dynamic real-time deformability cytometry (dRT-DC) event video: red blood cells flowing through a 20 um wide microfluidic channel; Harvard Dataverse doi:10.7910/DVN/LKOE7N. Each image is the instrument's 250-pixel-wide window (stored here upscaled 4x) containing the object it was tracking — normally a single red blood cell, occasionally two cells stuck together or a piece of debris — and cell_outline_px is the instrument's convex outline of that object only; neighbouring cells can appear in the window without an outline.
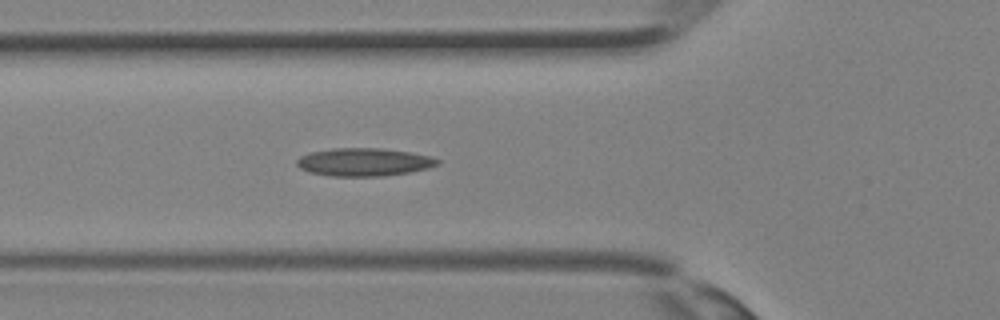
{"species": "Egyptian fruit bat (a non-hibernating species)", "species_latin": "Rousettus aegyptiacus", "temperature_condition": "room temperature", "stored_images_in_passage": 35, "camera_frame_rate_fps": 3000, "um_per_image_px": 0.085, "animal": {"sex": "female"}, "frame": {"image": 1, "passage_image": 12, "time_ms": 3.667, "image_size_px": [1000, 320], "cell_outline_px": [[440, 164], [428, 168], [408, 172], [384, 176], [332, 176], [308, 172], [300, 168], [296, 164], [296, 160], [300, 156], [308, 152], [332, 148], [384, 148], [432, 156], [440, 160]], "centroid_in_image_um": [30.92, 13.77], "position_along_channel_um": 94.9, "area_um2": 23.12}}
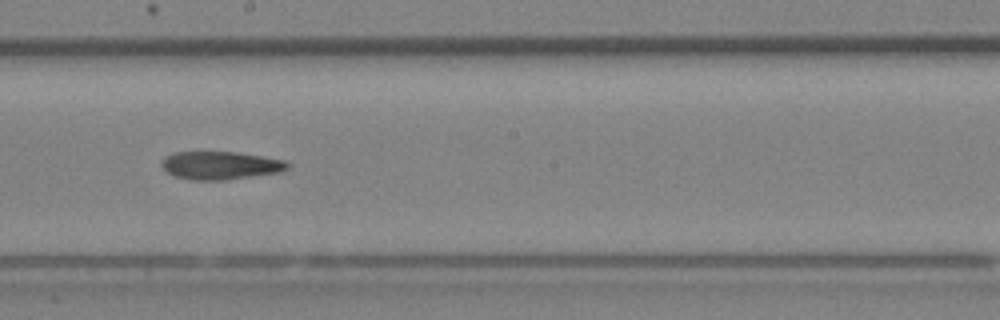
{"frame": {"image": 2, "passage_image": 19, "time_ms": 6.0, "image_size_px": [1000, 320], "cell_outline_px": [[292, 164], [288, 168], [280, 172], [224, 180], [192, 180], [176, 176], [168, 172], [160, 164], [160, 160], [164, 156], [172, 152], [236, 152], [288, 160]], "centroid_in_image_um": [18.75, 14.05], "position_along_channel_um": 229.4, "area_um2": 20.75}}
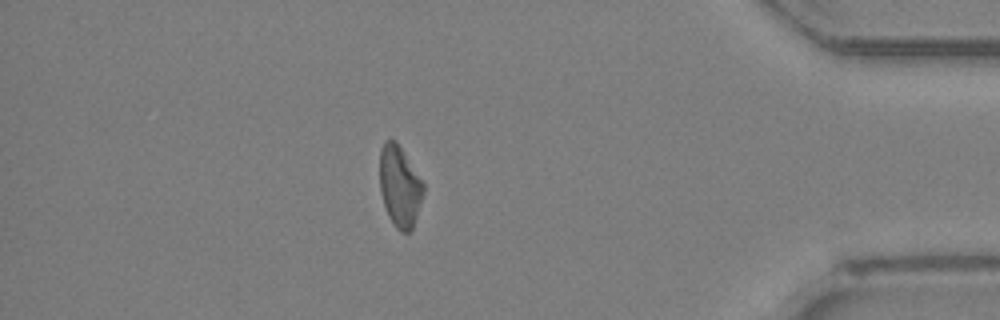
{"frame": {"image": 3, "passage_image": 30, "time_ms": 9.667, "image_size_px": [1000, 320], "cell_outline_px": [[424, 192], [412, 228], [408, 232], [400, 232], [396, 228], [388, 216], [380, 192], [380, 148], [384, 140], [396, 140], [424, 180]], "centroid_in_image_um": [33.98, 15.79], "position_along_channel_um": 401.2, "area_um2": 20.87}}